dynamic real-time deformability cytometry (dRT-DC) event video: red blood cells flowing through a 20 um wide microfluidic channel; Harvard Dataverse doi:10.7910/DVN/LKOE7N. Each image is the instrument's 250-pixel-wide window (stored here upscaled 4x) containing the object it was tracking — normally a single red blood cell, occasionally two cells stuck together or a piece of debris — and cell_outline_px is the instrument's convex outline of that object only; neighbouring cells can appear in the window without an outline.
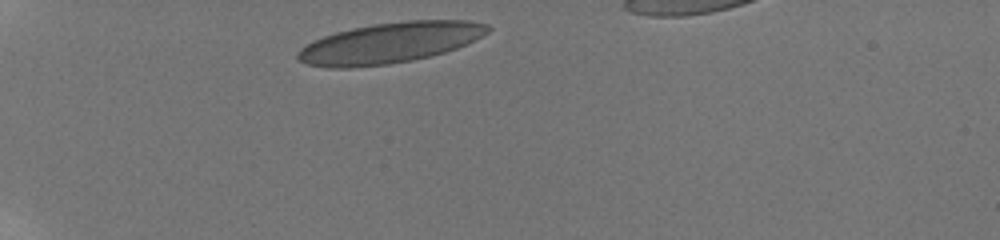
{"species": "human", "species_latin": "Homo sapiens", "temperature_condition": "room temperature", "stored_images_in_passage": 29, "camera_frame_rate_fps": 3000, "um_per_image_px": 0.085, "donor": {"sex": "male"}, "frame": {"image": 1, "passage_image": 1, "time_ms": 0.0, "image_size_px": [1000, 240], "cell_outline_px": [[492, 28], [488, 32], [456, 48], [444, 52], [412, 60], [388, 64], [348, 68], [328, 68], [308, 64], [300, 60], [296, 56], [296, 52], [300, 48], [324, 36], [336, 32], [352, 28], [372, 24], [408, 20], [468, 20], [488, 24]], "centroid_in_image_um": [33.12, 3.63], "position_along_channel_um": 51.9, "area_um2": 44.62}}
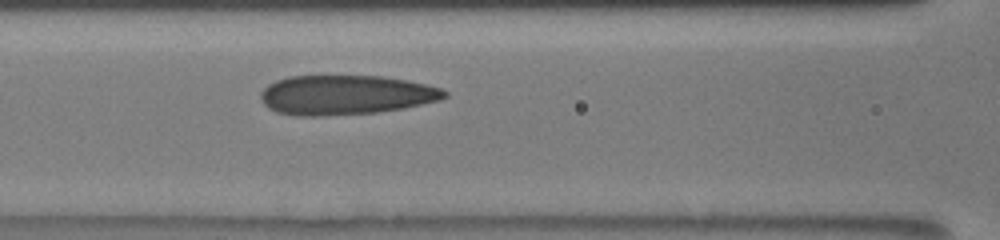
{"frame": {"image": 2, "passage_image": 8, "time_ms": 3.333, "image_size_px": [1000, 240], "cell_outline_px": [[448, 96], [440, 100], [404, 108], [376, 112], [324, 116], [296, 116], [276, 112], [268, 108], [260, 100], [260, 92], [268, 84], [276, 80], [288, 76], [384, 76], [424, 84], [440, 88], [448, 92]], "centroid_in_image_um": [29.34, 8.07], "position_along_channel_um": 137.3, "area_um2": 42.54}}
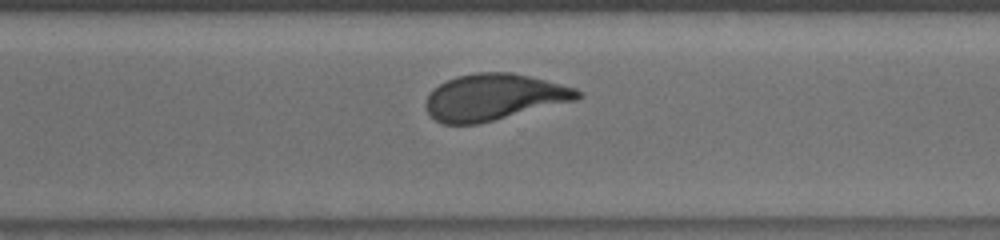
{"frame": {"image": 3, "passage_image": 25, "time_ms": 8.333, "image_size_px": [1000, 240], "cell_outline_px": [[584, 96], [580, 100], [476, 124], [444, 124], [436, 120], [428, 112], [424, 104], [428, 92], [432, 88], [456, 76], [476, 72], [512, 72], [576, 88], [584, 92]], "centroid_in_image_um": [42.01, 8.25], "position_along_channel_um": 328.6, "area_um2": 41.27}}